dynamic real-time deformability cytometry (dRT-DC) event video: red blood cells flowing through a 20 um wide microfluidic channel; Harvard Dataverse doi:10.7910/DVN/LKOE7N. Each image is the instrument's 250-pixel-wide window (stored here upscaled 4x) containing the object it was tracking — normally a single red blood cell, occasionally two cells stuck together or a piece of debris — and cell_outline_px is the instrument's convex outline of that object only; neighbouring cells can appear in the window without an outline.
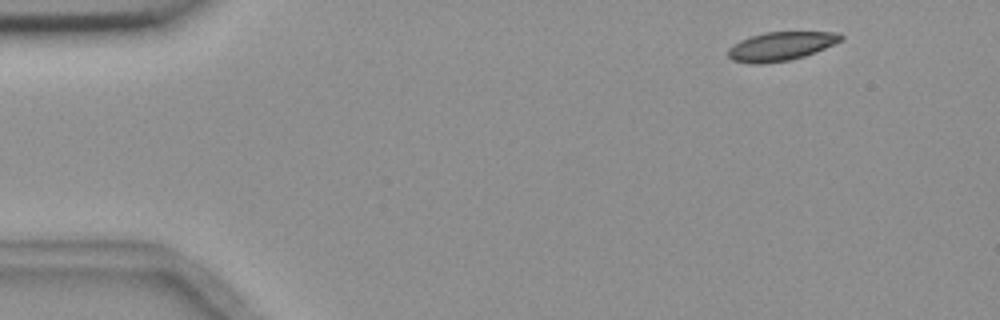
{"species": "common noctule bat (a hibernating species)", "species_latin": "Nyctalus noctula", "temperature_condition": "room temperature", "stored_images_in_passage": 4, "camera_frame_rate_fps": 3000, "um_per_image_px": 0.085, "animal": {"sex": "female", "body_mass_g": 18.4}, "frame": {"image": 1, "passage_image": 1, "time_ms": 0.0, "image_size_px": [1000, 320], "cell_outline_px": [[844, 40], [804, 56], [788, 60], [764, 64], [752, 64], [732, 60], [728, 56], [728, 48], [740, 40], [764, 32], [840, 32], [844, 36]], "centroid_in_image_um": [66.38, 3.93], "position_along_channel_um": 18.6, "area_um2": 18.9}}
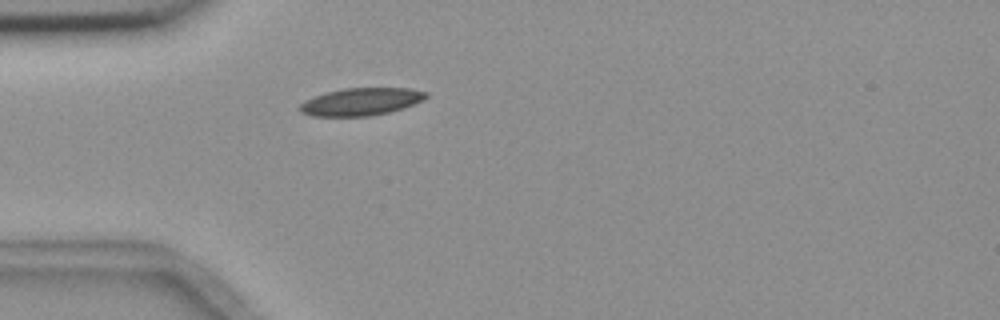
{"frame": {"image": 2, "passage_image": 4, "time_ms": 3.333, "image_size_px": [1000, 320], "cell_outline_px": [[428, 96], [404, 108], [388, 112], [368, 116], [312, 116], [300, 112], [300, 104], [304, 100], [324, 92], [344, 88], [412, 88], [428, 92]], "centroid_in_image_um": [30.66, 8.63], "position_along_channel_um": 54.3, "area_um2": 20.23}}